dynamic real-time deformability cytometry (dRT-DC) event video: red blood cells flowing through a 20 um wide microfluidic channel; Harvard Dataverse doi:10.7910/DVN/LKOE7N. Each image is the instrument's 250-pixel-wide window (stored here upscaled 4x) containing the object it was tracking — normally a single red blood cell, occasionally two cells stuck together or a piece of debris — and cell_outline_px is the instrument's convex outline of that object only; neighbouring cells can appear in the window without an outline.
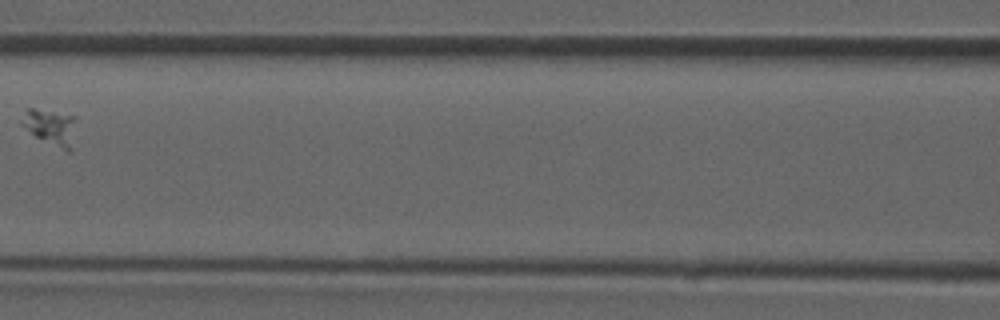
{"species": "common noctule bat (a hibernating species)", "species_latin": "Nyctalus noctula", "temperature_condition": "room temperature", "stored_images_in_passage": 4, "camera_frame_rate_fps": 3000, "um_per_image_px": 0.085, "animal": {"sex": "male", "forearm_length_mm": 52.5}, "frame": {"image": 1, "passage_image": 4, "time_ms": 1.0, "image_size_px": [1000, 320], "cell_outline_px": [[76, 116], [68, 152], [36, 136], [20, 124], [28, 108], [32, 108]], "centroid_in_image_um": [4.27, 10.76], "position_along_channel_um": 162.3, "area_um2": 10.64}}